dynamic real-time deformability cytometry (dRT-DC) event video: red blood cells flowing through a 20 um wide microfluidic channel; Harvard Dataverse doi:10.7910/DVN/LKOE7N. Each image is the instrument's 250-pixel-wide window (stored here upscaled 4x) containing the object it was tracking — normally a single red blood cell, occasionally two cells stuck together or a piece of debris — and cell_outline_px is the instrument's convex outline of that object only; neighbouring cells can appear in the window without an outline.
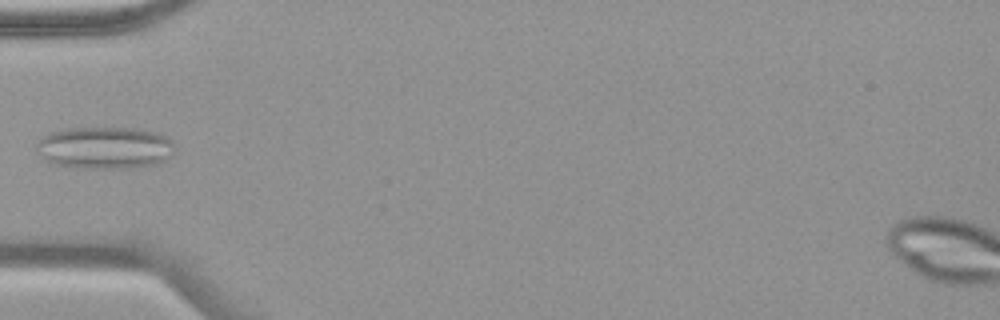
{"species": "common noctule bat (a hibernating species)", "species_latin": "Nyctalus noctula", "temperature_condition": "warm", "stored_images_in_passage": 36, "camera_frame_rate_fps": 3000, "um_per_image_px": 0.085, "animal": {"sex": "female", "body_mass_g": 19.9}, "frame": {"image": 1, "passage_image": 1, "time_ms": 0.0, "image_size_px": [1000, 320], "cell_outline_px": [[172, 156], [168, 160], [160, 164], [128, 168], [84, 168], [56, 164], [40, 156], [36, 152], [36, 144], [48, 132], [64, 128], [132, 128], [156, 132], [168, 136], [172, 140]], "centroid_in_image_um": [8.93, 12.56], "position_along_channel_um": 76.1, "area_um2": 34.22}}
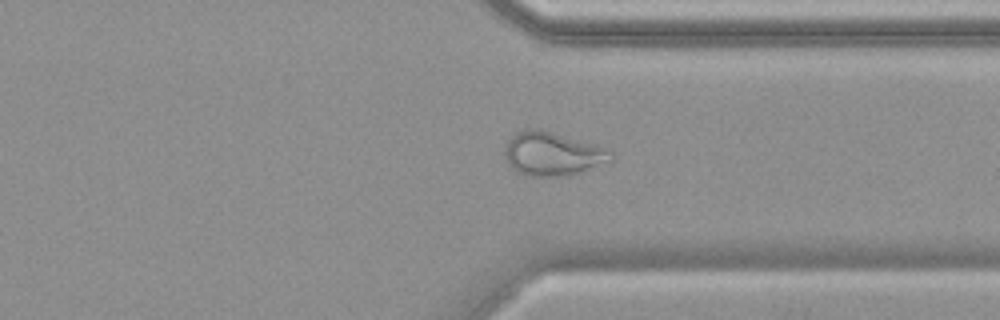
{"frame": {"image": 2, "passage_image": 24, "time_ms": 7.667, "image_size_px": [1000, 320], "cell_outline_px": [[612, 160], [576, 172], [556, 176], [528, 176], [516, 172], [504, 160], [504, 148], [508, 140], [512, 136], [524, 128], [536, 128], [552, 132], [604, 148], [612, 152]], "centroid_in_image_um": [46.85, 13.06], "position_along_channel_um": 364.6, "area_um2": 26.41}}
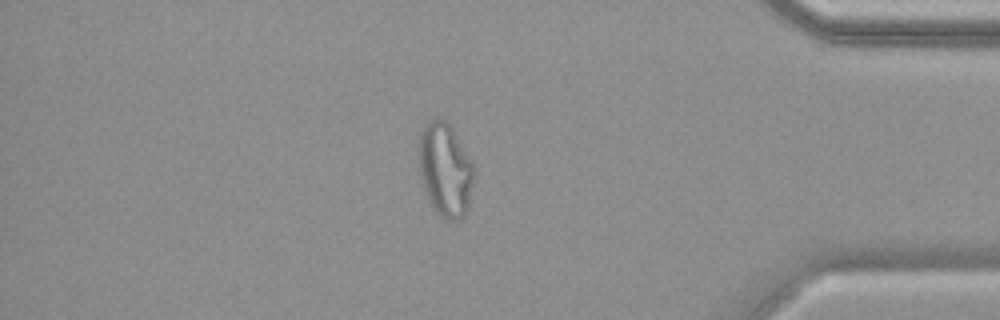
{"frame": {"image": 3, "passage_image": 29, "time_ms": 9.333, "image_size_px": [1000, 320], "cell_outline_px": [[476, 172], [468, 208], [464, 216], [456, 220], [448, 220], [440, 216], [436, 212], [428, 200], [420, 176], [420, 132], [424, 124], [432, 116], [436, 116], [452, 124], [472, 160], [476, 168]], "centroid_in_image_um": [37.89, 14.37], "position_along_channel_um": 397.3, "area_um2": 30.87}}